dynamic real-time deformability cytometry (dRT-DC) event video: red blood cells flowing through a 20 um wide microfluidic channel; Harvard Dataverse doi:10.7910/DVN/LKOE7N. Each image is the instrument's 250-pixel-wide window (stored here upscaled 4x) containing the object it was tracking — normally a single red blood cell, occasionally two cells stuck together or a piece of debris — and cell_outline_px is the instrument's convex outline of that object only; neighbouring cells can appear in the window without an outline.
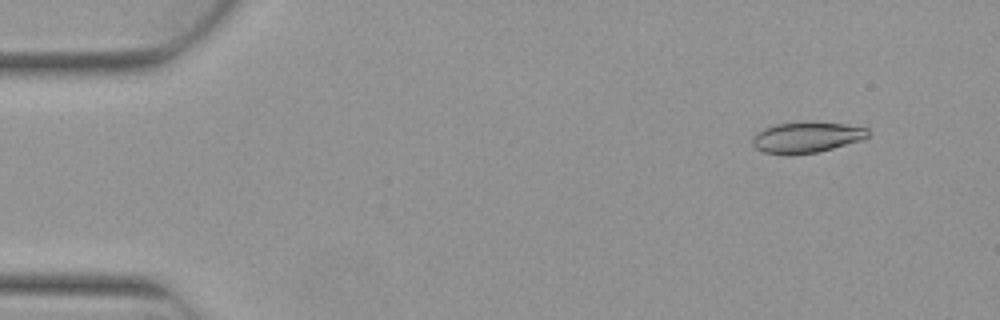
{"species": "Egyptian fruit bat (a non-hibernating species)", "species_latin": "Rousettus aegyptiacus", "temperature_condition": "warm", "stored_images_in_passage": 5, "camera_frame_rate_fps": 3000, "um_per_image_px": 0.085, "animal": {"sex": "female"}, "frame": {"image": 1, "passage_image": 2, "time_ms": 0.333, "image_size_px": [1000, 320], "cell_outline_px": [[868, 136], [860, 140], [832, 148], [816, 152], [788, 156], [764, 152], [756, 148], [752, 144], [752, 140], [756, 132], [764, 128], [776, 124], [804, 120], [812, 120], [844, 124], [868, 128]], "centroid_in_image_um": [68.51, 11.65], "position_along_channel_um": 16.5, "area_um2": 21.15}}
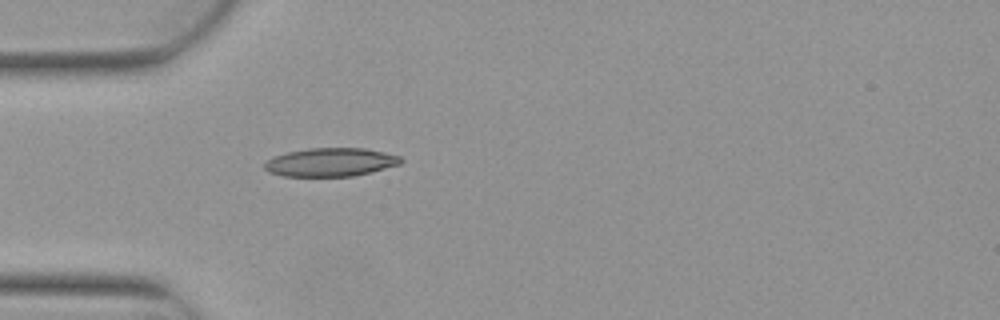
{"frame": {"image": 2, "passage_image": 5, "time_ms": 1.333, "image_size_px": [1000, 320], "cell_outline_px": [[404, 160], [400, 164], [372, 172], [352, 176], [284, 176], [268, 172], [264, 168], [264, 164], [268, 160], [276, 156], [288, 152], [308, 148], [364, 148], [384, 152], [400, 156]], "centroid_in_image_um": [28.13, 13.79], "position_along_channel_um": 56.9, "area_um2": 22.54}}